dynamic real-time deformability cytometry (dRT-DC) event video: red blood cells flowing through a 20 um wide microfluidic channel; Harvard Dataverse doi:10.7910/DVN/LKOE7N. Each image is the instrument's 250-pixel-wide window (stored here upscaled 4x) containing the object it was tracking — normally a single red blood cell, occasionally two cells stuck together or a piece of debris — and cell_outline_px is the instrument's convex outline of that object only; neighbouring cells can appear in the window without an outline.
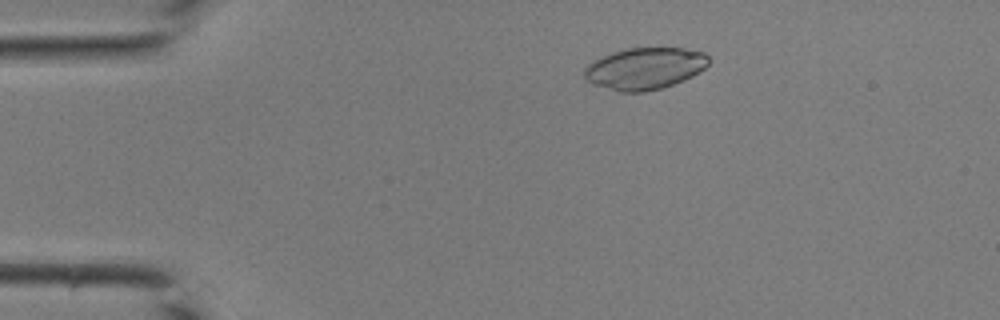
{"species": "common noctule bat (a hibernating species)", "species_latin": "Nyctalus noctula", "temperature_condition": "room temperature", "stored_images_in_passage": 38, "camera_frame_rate_fps": 3000, "um_per_image_px": 0.085, "animal": {"sex": "male", "body_mass_g": 19.0, "forearm_length_mm": 50.8}, "frame": {"image": 1, "passage_image": 4, "time_ms": 1.0, "image_size_px": [1000, 320], "cell_outline_px": [[708, 64], [704, 68], [692, 76], [684, 80], [660, 88], [644, 92], [620, 92], [592, 84], [584, 80], [584, 68], [592, 60], [600, 56], [624, 48], [684, 48], [704, 52], [708, 56]], "centroid_in_image_um": [54.75, 5.81], "position_along_channel_um": 30.2, "area_um2": 30.46}}
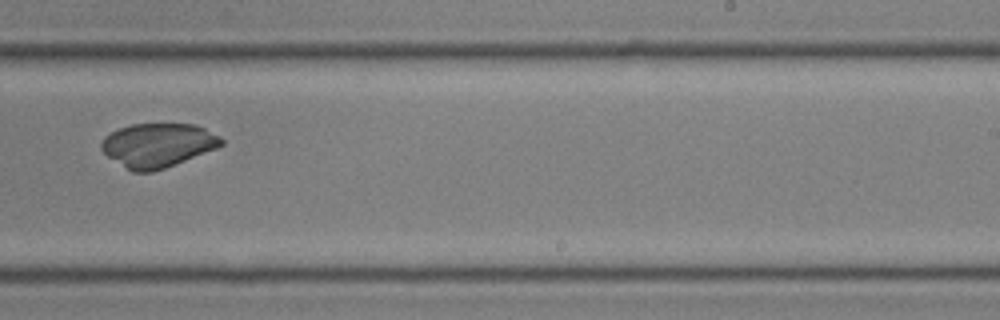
{"frame": {"image": 2, "passage_image": 23, "time_ms": 7.333, "image_size_px": [1000, 320], "cell_outline_px": [[224, 144], [216, 148], [164, 168], [152, 172], [132, 172], [108, 156], [100, 148], [100, 140], [104, 136], [120, 128], [132, 124], [192, 124], [204, 128], [220, 136], [224, 140]], "centroid_in_image_um": [13.39, 12.34], "position_along_channel_um": 275.6, "area_um2": 30.52}}
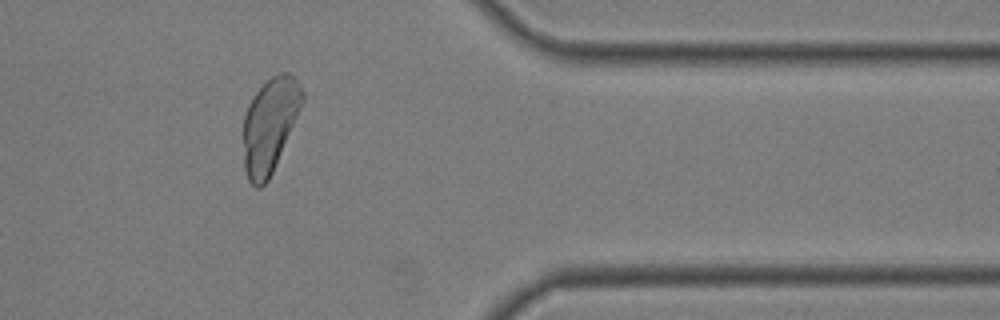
{"frame": {"image": 3, "passage_image": 31, "time_ms": 10.0, "image_size_px": [1000, 320], "cell_outline_px": [[304, 100], [272, 172], [268, 180], [260, 188], [256, 188], [248, 180], [244, 168], [244, 116], [248, 104], [256, 92], [272, 76], [280, 72], [288, 72], [300, 84], [304, 92]], "centroid_in_image_um": [22.93, 10.62], "position_along_channel_um": 388.5, "area_um2": 31.96}}